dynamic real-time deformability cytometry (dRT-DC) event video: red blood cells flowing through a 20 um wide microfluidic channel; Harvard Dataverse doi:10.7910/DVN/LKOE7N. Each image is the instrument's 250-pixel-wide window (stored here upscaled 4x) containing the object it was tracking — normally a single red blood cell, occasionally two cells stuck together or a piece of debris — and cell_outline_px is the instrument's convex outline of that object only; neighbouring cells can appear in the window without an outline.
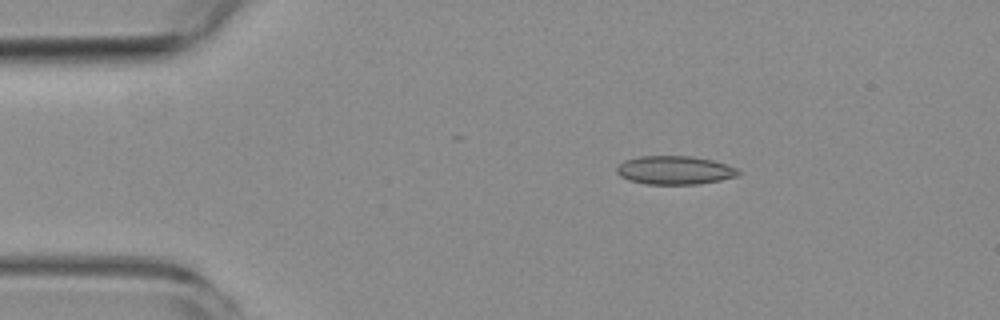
{"species": "common noctule bat (a hibernating species)", "species_latin": "Nyctalus noctula", "temperature_condition": "room temperature", "stored_images_in_passage": 2, "camera_frame_rate_fps": 3000, "um_per_image_px": 0.085, "animal": {"sex": "female", "body_mass_g": 19.3, "forearm_length_mm": 54.1}, "frame": {"image": 1, "passage_image": 2, "time_ms": 1.333, "image_size_px": [1000, 320], "cell_outline_px": [[740, 176], [720, 180], [696, 184], [644, 184], [628, 180], [620, 176], [616, 172], [616, 168], [624, 160], [640, 156], [692, 156], [712, 160], [736, 168], [740, 172]], "centroid_in_image_um": [57.33, 14.47], "position_along_channel_um": 27.7, "area_um2": 20.23}}